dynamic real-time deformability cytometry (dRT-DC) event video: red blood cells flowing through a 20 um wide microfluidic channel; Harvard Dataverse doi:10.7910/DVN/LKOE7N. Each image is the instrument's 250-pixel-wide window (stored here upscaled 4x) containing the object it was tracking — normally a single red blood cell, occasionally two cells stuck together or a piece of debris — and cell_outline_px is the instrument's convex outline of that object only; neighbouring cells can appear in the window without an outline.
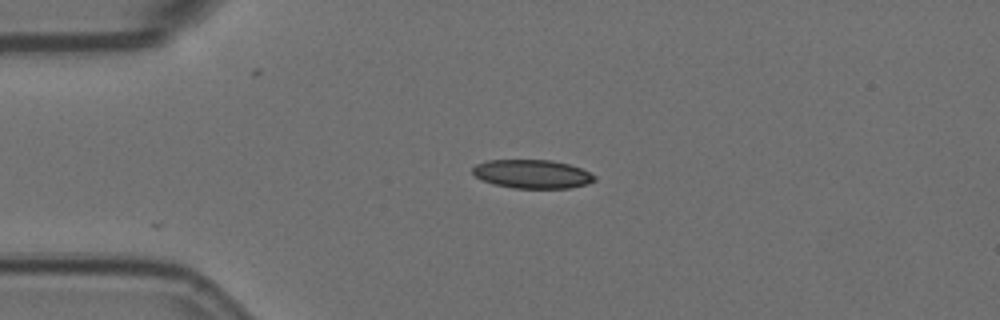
{"species": "Egyptian fruit bat (a non-hibernating species)", "species_latin": "Rousettus aegyptiacus", "temperature_condition": "room temperature", "stored_images_in_passage": 12, "camera_frame_rate_fps": 3000, "um_per_image_px": 0.085, "animal": {"sex": "female"}, "frame": {"image": 1, "passage_image": 1, "time_ms": 0.0, "image_size_px": [1000, 320], "cell_outline_px": [[596, 180], [588, 184], [568, 188], [512, 188], [492, 184], [476, 176], [472, 172], [472, 168], [476, 164], [488, 160], [552, 160], [568, 164], [580, 168], [596, 176]], "centroid_in_image_um": [45.24, 14.79], "position_along_channel_um": 39.8, "area_um2": 20.35}}
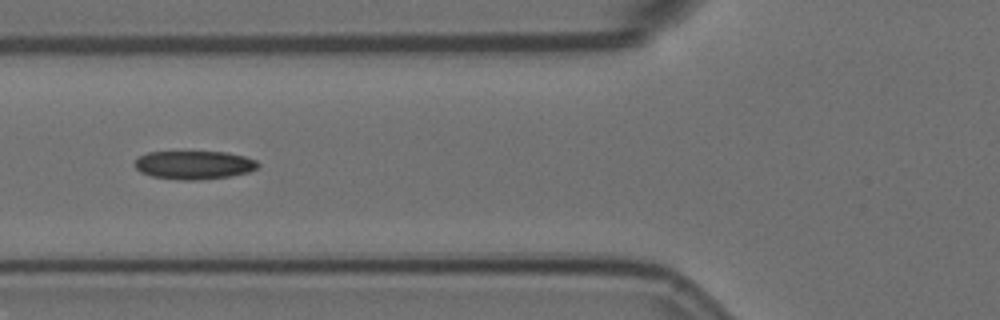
{"frame": {"image": 2, "passage_image": 9, "time_ms": 2.667, "image_size_px": [1000, 320], "cell_outline_px": [[260, 164], [256, 168], [248, 172], [232, 176], [196, 180], [180, 180], [152, 176], [140, 172], [132, 164], [140, 156], [148, 152], [228, 152], [244, 156], [256, 160]], "centroid_in_image_um": [16.49, 14.02], "position_along_channel_um": 109.3, "area_um2": 20.46}}
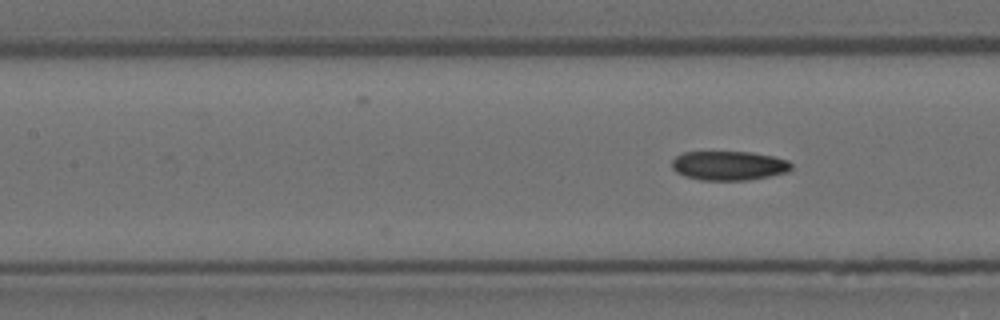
{"frame": {"image": 3, "passage_image": 12, "time_ms": 3.667, "image_size_px": [1000, 320], "cell_outline_px": [[792, 168], [788, 172], [748, 180], [700, 180], [684, 176], [676, 172], [672, 168], [672, 160], [676, 156], [684, 152], [752, 152], [772, 156], [788, 160], [792, 164]], "centroid_in_image_um": [61.95, 14.08], "position_along_channel_um": 145.5, "area_um2": 20.4}}